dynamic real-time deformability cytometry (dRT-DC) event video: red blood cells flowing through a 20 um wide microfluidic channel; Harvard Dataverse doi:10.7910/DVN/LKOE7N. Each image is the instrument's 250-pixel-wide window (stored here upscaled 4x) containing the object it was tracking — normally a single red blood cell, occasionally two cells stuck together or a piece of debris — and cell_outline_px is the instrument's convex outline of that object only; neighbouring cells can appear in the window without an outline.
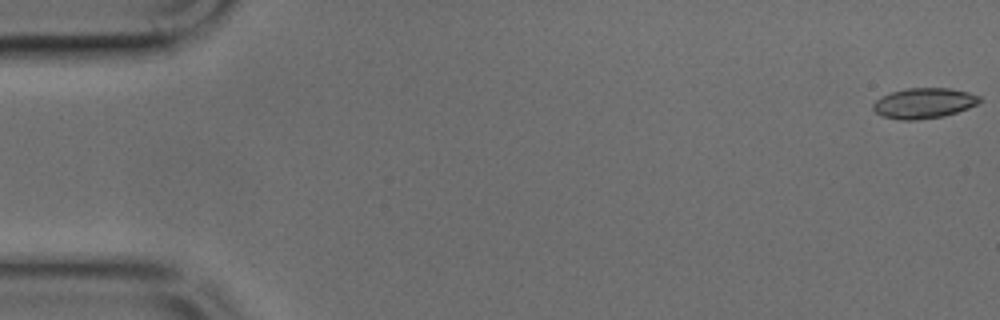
{"species": "common noctule bat (a hibernating species)", "species_latin": "Nyctalus noctula", "temperature_condition": "cold", "stored_images_in_passage": 8, "camera_frame_rate_fps": 3000, "um_per_image_px": 0.085, "animal": {"sex": "male", "body_mass_g": 17.9, "forearm_length_mm": 54.2}, "frame": {"image": 1, "passage_image": 1, "time_ms": 0.0, "image_size_px": [1000, 320], "cell_outline_px": [[980, 100], [976, 104], [968, 108], [944, 116], [916, 120], [900, 120], [884, 116], [876, 112], [872, 108], [872, 104], [880, 96], [892, 92], [908, 88], [948, 88], [968, 92], [980, 96]], "centroid_in_image_um": [78.5, 8.77], "position_along_channel_um": 6.5, "area_um2": 18.73}}